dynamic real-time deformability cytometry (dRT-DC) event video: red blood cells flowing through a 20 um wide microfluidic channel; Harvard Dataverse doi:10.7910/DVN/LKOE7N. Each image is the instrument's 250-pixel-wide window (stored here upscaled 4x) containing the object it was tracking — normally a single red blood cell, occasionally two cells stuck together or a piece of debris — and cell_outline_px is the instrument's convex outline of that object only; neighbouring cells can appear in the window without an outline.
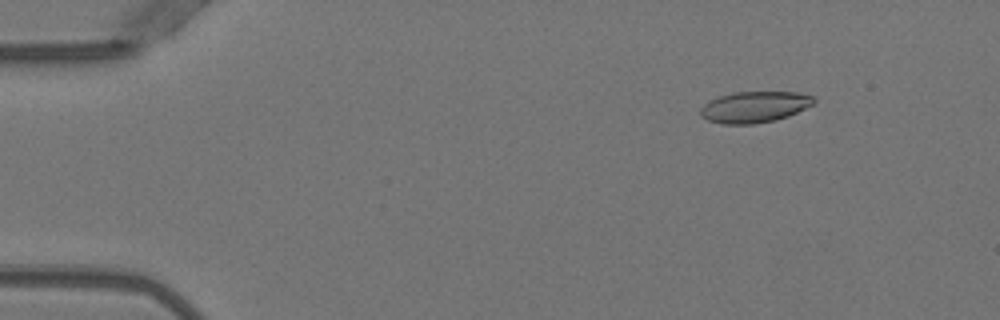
{"species": "Egyptian fruit bat (a non-hibernating species)", "species_latin": "Rousettus aegyptiacus", "temperature_condition": "warm", "stored_images_in_passage": 50, "camera_frame_rate_fps": 3000, "um_per_image_px": 0.085, "animal": {"sex": "female"}, "frame": {"image": 1, "passage_image": 5, "time_ms": 1.333, "image_size_px": [1000, 320], "cell_outline_px": [[816, 104], [788, 116], [776, 120], [752, 124], [720, 124], [708, 120], [700, 116], [700, 108], [708, 100], [732, 92], [796, 92], [812, 96], [816, 100]], "centroid_in_image_um": [64.13, 9.09], "position_along_channel_um": 20.9, "area_um2": 20.81}}
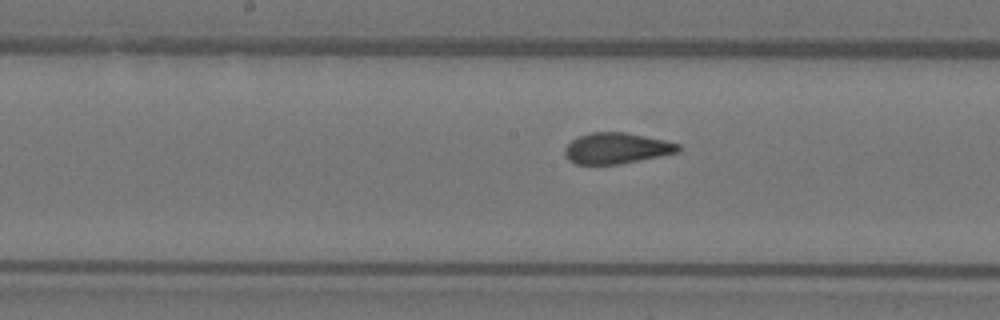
{"frame": {"image": 2, "passage_image": 25, "time_ms": 8.0, "image_size_px": [1000, 320], "cell_outline_px": [[680, 152], [620, 164], [576, 164], [568, 160], [564, 156], [564, 148], [572, 140], [580, 136], [592, 132], [624, 132], [664, 140], [680, 144]], "centroid_in_image_um": [52.39, 12.61], "position_along_channel_um": 195.8, "area_um2": 20.4}}
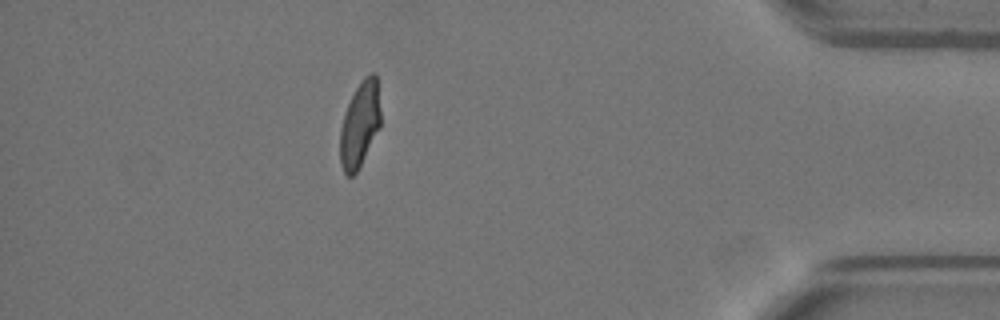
{"frame": {"image": 3, "passage_image": 44, "time_ms": 14.333, "image_size_px": [1000, 320], "cell_outline_px": [[380, 128], [356, 172], [352, 176], [348, 176], [344, 172], [340, 164], [340, 128], [344, 112], [356, 88], [364, 76], [372, 72], [376, 72], [380, 108]], "centroid_in_image_um": [30.58, 10.55], "position_along_channel_um": 404.6, "area_um2": 20.17}, "authors_computed_cell_mechanics": {"area_um2": 21.097, "velocity_mm_per_s": 4.0024, "shape_relaxation_time_tau1_ms": 10.3261, "shape_relaxation_time_tau2_ms": 0.7096, "deformation_change_tau1": 0.2643, "deformation_change_tau2": 0.0692}}